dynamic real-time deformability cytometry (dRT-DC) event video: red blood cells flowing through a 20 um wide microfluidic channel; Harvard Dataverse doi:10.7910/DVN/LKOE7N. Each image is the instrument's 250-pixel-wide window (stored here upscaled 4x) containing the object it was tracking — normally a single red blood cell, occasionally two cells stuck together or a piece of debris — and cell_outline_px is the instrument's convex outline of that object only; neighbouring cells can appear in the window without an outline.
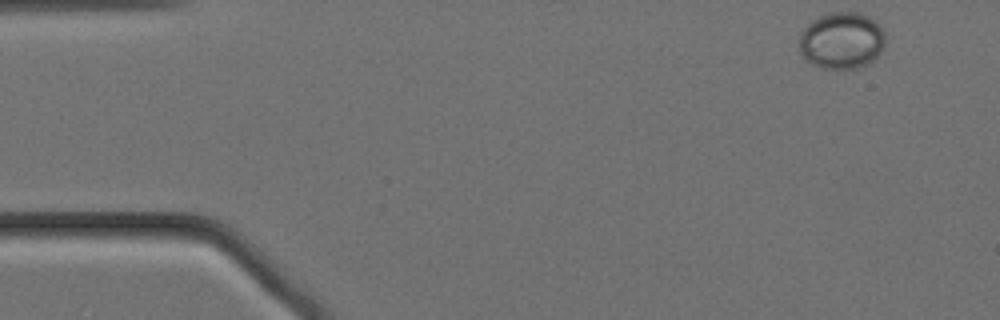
{"species": "Egyptian fruit bat (a non-hibernating species)", "species_latin": "Rousettus aegyptiacus", "temperature_condition": "cold", "stored_images_in_passage": 55, "camera_frame_rate_fps": 3000, "um_per_image_px": 0.085, "animal": {"sex": "female"}, "frame": {"image": 1, "passage_image": 1, "time_ms": 0.0, "image_size_px": [1000, 320], "cell_outline_px": [[884, 48], [868, 64], [856, 68], [820, 68], [804, 60], [800, 56], [800, 32], [812, 20], [820, 16], [832, 12], [856, 12], [868, 16], [880, 24], [884, 32]], "centroid_in_image_um": [71.53, 3.45], "position_along_channel_um": 13.5, "area_um2": 28.61}}
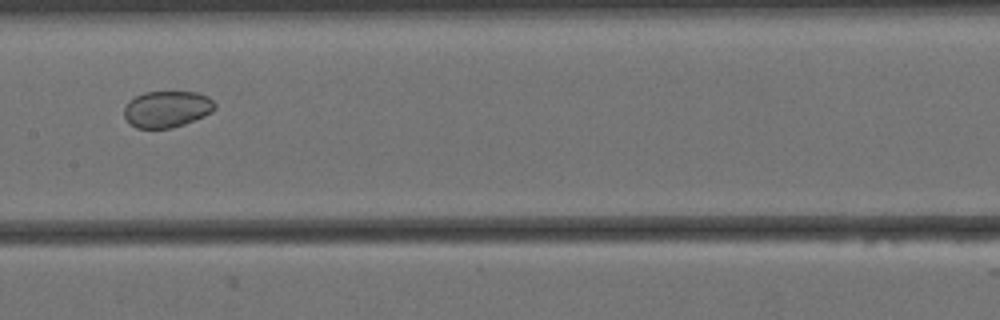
{"frame": {"image": 2, "passage_image": 25, "time_ms": 8.0, "image_size_px": [1000, 320], "cell_outline_px": [[216, 108], [212, 112], [204, 116], [184, 124], [172, 128], [136, 128], [124, 116], [124, 108], [128, 100], [144, 92], [196, 92], [208, 96], [216, 104]], "centroid_in_image_um": [14.2, 9.27], "position_along_channel_um": 193.2, "area_um2": 19.31}}
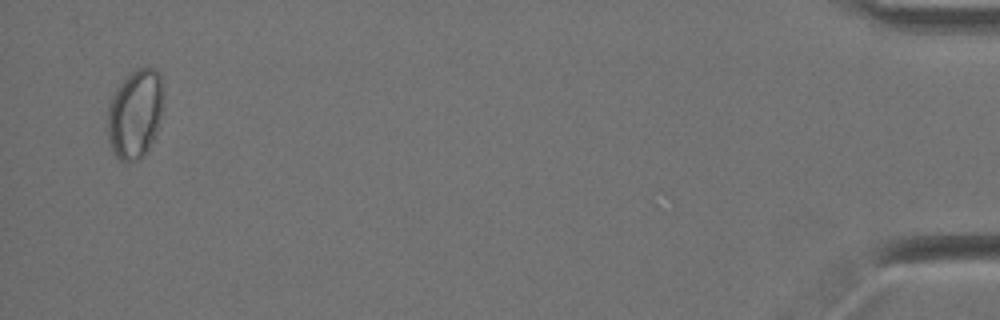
{"frame": {"image": 3, "passage_image": 53, "time_ms": 17.333, "image_size_px": [1000, 320], "cell_outline_px": [[164, 84], [160, 116], [152, 140], [144, 156], [140, 160], [120, 160], [112, 152], [108, 140], [108, 104], [116, 88], [128, 72], [136, 68], [148, 64], [156, 68], [160, 72]], "centroid_in_image_um": [11.48, 9.58], "position_along_channel_um": 423.7, "area_um2": 29.42}}